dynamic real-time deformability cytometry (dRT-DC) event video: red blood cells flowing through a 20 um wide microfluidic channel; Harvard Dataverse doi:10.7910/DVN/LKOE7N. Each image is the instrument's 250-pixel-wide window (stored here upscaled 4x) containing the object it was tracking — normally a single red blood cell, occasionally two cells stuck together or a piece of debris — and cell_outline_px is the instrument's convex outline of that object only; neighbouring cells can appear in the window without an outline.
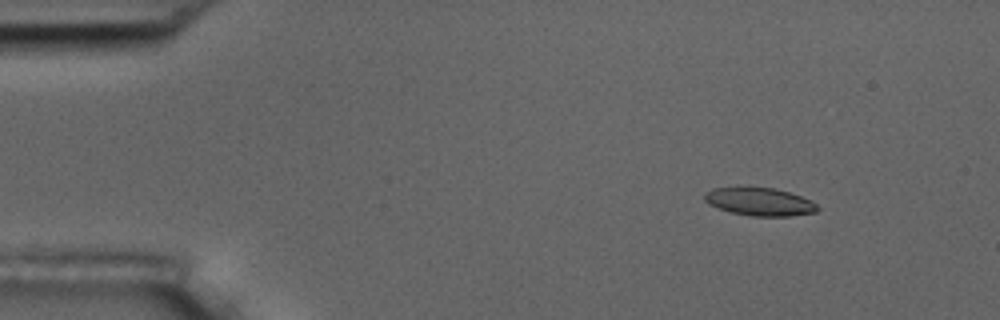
{"species": "common noctule bat (a hibernating species)", "species_latin": "Nyctalus noctula", "temperature_condition": "room temperature", "stored_images_in_passage": 54, "camera_frame_rate_fps": 3000, "um_per_image_px": 0.085, "animal": {"sex": "male", "body_mass_g": 17.5, "forearm_length_mm": 52.3}, "frame": {"image": 1, "passage_image": 6, "time_ms": 1.667, "image_size_px": [1000, 320], "cell_outline_px": [[820, 208], [816, 212], [788, 216], [752, 216], [732, 212], [708, 204], [704, 200], [704, 192], [712, 188], [776, 188], [812, 200]], "centroid_in_image_um": [64.58, 17.15], "position_along_channel_um": 20.4, "area_um2": 18.21}}
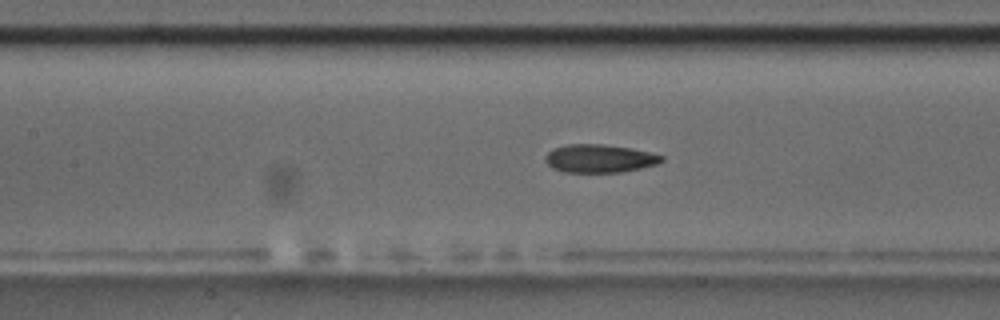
{"frame": {"image": 2, "passage_image": 24, "time_ms": 7.667, "image_size_px": [1000, 320], "cell_outline_px": [[664, 160], [656, 164], [640, 168], [620, 172], [564, 172], [552, 168], [544, 160], [544, 156], [552, 148], [568, 144], [604, 144], [632, 148], [664, 156]], "centroid_in_image_um": [50.92, 13.46], "position_along_channel_um": 156.5, "area_um2": 19.13}}
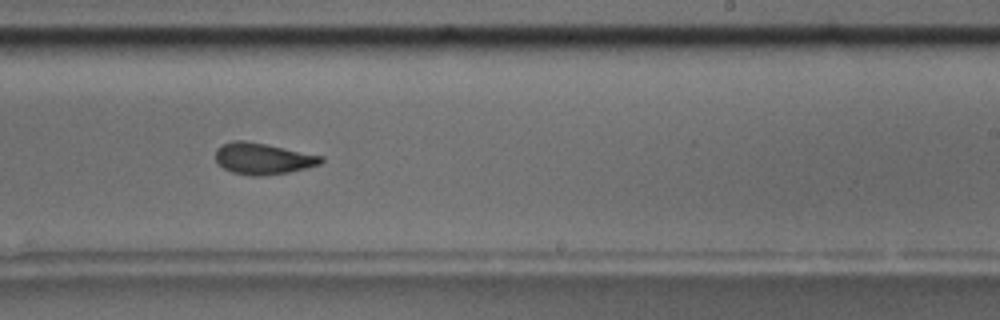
{"frame": {"image": 3, "passage_image": 33, "time_ms": 10.667, "image_size_px": [1000, 320], "cell_outline_px": [[324, 160], [320, 164], [288, 172], [260, 176], [252, 176], [232, 172], [224, 168], [216, 160], [216, 148], [232, 140], [244, 140], [324, 156]], "centroid_in_image_um": [22.34, 13.48], "position_along_channel_um": 266.7, "area_um2": 19.02}, "authors_computed_cell_mechanics": {"area_um2": 19.5075, "velocity_mm_per_s": 3.694, "shape_relaxation_time_tau1_ms": 3.802, "shape_relaxation_time_tau2_ms": 2.7274, "deformation_change_tau1": 0.1395, "deformation_change_tau2": 0.097}}